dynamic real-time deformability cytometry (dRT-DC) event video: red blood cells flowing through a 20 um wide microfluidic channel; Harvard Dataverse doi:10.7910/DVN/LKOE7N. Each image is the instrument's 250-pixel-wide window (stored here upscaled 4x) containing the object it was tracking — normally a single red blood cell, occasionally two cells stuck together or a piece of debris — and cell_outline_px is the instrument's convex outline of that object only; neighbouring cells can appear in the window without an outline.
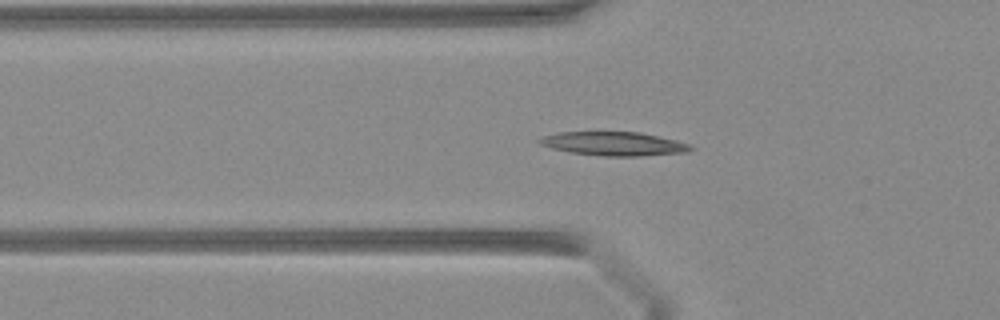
{"species": "Egyptian fruit bat (a non-hibernating species)", "species_latin": "Rousettus aegyptiacus", "temperature_condition": "warm", "stored_images_in_passage": 39, "camera_frame_rate_fps": 3000, "um_per_image_px": 0.085, "animal": {"sex": "female"}, "frame": {"image": 1, "passage_image": 16, "time_ms": 5.0, "image_size_px": [1000, 320], "cell_outline_px": [[696, 148], [688, 152], [640, 156], [604, 156], [572, 152], [552, 148], [540, 144], [536, 140], [544, 136], [560, 132], [640, 132], [676, 140], [688, 144]], "centroid_in_image_um": [52.21, 12.22], "position_along_channel_um": 73.6, "area_um2": 20.81}}
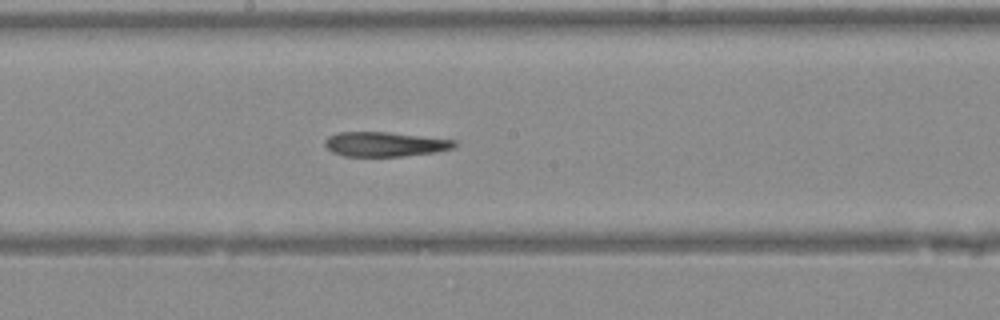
{"frame": {"image": 2, "passage_image": 25, "time_ms": 8.0, "image_size_px": [1000, 320], "cell_outline_px": [[460, 144], [456, 148], [436, 152], [404, 156], [344, 156], [332, 152], [324, 144], [324, 140], [328, 136], [336, 132], [384, 132], [456, 140]], "centroid_in_image_um": [32.74, 12.26], "position_along_channel_um": 215.5, "area_um2": 18.67}}
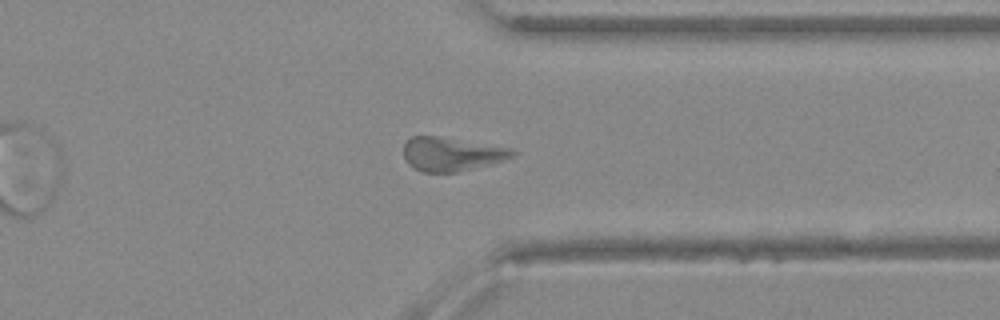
{"frame": {"image": 3, "passage_image": 35, "time_ms": 11.333, "image_size_px": [1000, 320], "cell_outline_px": [[516, 152], [512, 156], [504, 160], [460, 172], [424, 172], [412, 168], [408, 164], [404, 156], [404, 144], [412, 136], [436, 136], [512, 148]], "centroid_in_image_um": [38.36, 13.11], "position_along_channel_um": 373.0, "area_um2": 21.27}}